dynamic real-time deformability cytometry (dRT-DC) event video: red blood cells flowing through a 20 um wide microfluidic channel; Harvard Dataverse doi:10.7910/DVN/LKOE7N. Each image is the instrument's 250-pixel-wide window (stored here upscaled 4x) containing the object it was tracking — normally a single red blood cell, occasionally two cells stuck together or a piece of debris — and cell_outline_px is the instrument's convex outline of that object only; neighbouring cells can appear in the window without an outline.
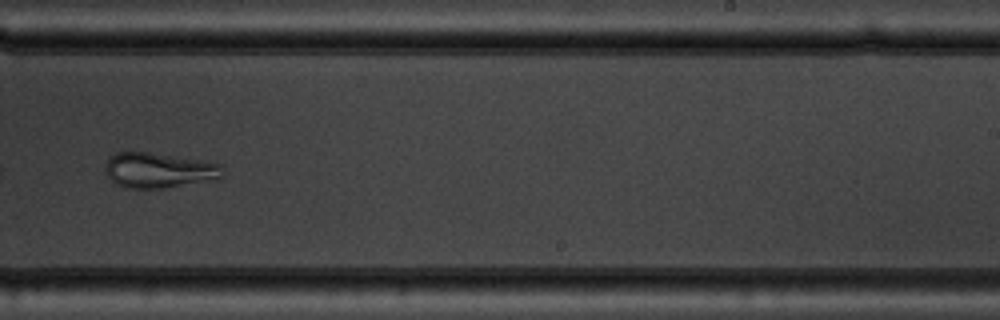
{"species": "common noctule bat (a hibernating species)", "species_latin": "Nyctalus noctula", "temperature_condition": "warm", "stored_images_in_passage": 10, "camera_frame_rate_fps": 3000, "um_per_image_px": 0.085, "animal": {"sex": "male", "body_mass_g": 19.5, "forearm_length_mm": 54.6}, "frame": {"image": 1, "passage_image": 10, "time_ms": 11.0, "image_size_px": [1000, 320], "cell_outline_px": [[224, 176], [164, 188], [128, 188], [116, 184], [104, 172], [104, 168], [108, 156], [116, 152], [148, 152], [204, 160], [220, 164]], "centroid_in_image_um": [13.42, 14.45], "position_along_channel_um": 275.6, "area_um2": 23.87}}